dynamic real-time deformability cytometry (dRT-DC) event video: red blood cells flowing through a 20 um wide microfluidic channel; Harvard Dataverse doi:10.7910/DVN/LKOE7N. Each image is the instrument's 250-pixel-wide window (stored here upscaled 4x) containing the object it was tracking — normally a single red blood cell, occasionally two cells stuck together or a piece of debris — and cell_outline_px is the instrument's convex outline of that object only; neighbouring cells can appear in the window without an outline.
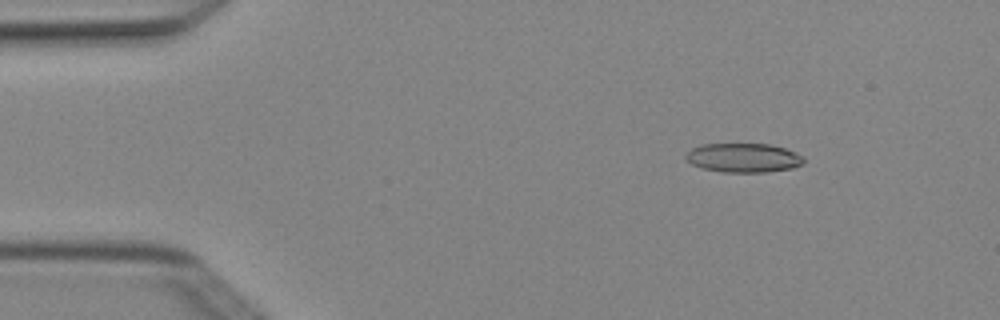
{"species": "Egyptian fruit bat (a non-hibernating species)", "species_latin": "Rousettus aegyptiacus", "temperature_condition": "cold", "stored_images_in_passage": 4, "camera_frame_rate_fps": 3000, "um_per_image_px": 0.085, "animal": {"sex": "female"}, "frame": {"image": 1, "passage_image": 2, "time_ms": 0.333, "image_size_px": [1000, 320], "cell_outline_px": [[804, 164], [792, 168], [768, 172], [720, 172], [700, 168], [692, 164], [684, 156], [692, 148], [704, 144], [768, 144], [784, 148], [796, 152], [804, 156]], "centroid_in_image_um": [63.22, 13.42], "position_along_channel_um": 21.8, "area_um2": 20.11}}